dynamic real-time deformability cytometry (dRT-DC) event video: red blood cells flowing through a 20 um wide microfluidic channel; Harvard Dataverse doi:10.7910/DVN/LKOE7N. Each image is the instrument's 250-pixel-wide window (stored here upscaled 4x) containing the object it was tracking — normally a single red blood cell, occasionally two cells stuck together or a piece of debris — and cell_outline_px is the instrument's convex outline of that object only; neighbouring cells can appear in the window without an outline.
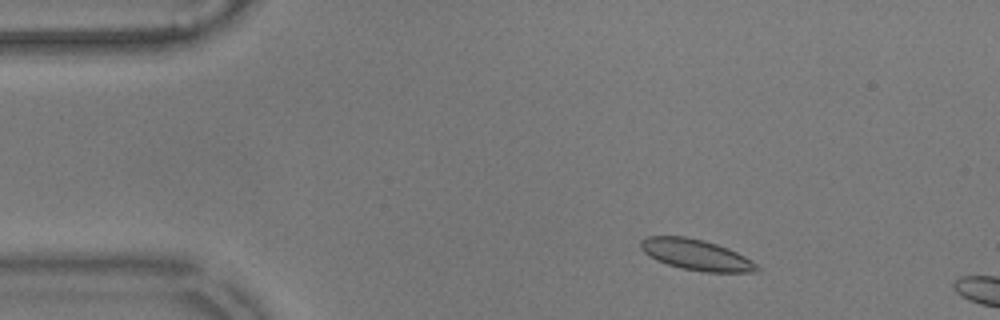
{"species": "common noctule bat (a hibernating species)", "species_latin": "Nyctalus noctula", "temperature_condition": "warm", "stored_images_in_passage": 10, "camera_frame_rate_fps": 3000, "um_per_image_px": 0.085, "animal": {"sex": "male", "body_mass_g": 17.9}, "frame": {"image": 1, "passage_image": 6, "time_ms": 1.667, "image_size_px": [1000, 320], "cell_outline_px": [[760, 268], [756, 272], [704, 272], [680, 268], [656, 260], [648, 256], [640, 248], [640, 240], [648, 236], [684, 236], [704, 240], [728, 248], [752, 260]], "centroid_in_image_um": [59.15, 21.65], "position_along_channel_um": 25.8, "area_um2": 20.92}}